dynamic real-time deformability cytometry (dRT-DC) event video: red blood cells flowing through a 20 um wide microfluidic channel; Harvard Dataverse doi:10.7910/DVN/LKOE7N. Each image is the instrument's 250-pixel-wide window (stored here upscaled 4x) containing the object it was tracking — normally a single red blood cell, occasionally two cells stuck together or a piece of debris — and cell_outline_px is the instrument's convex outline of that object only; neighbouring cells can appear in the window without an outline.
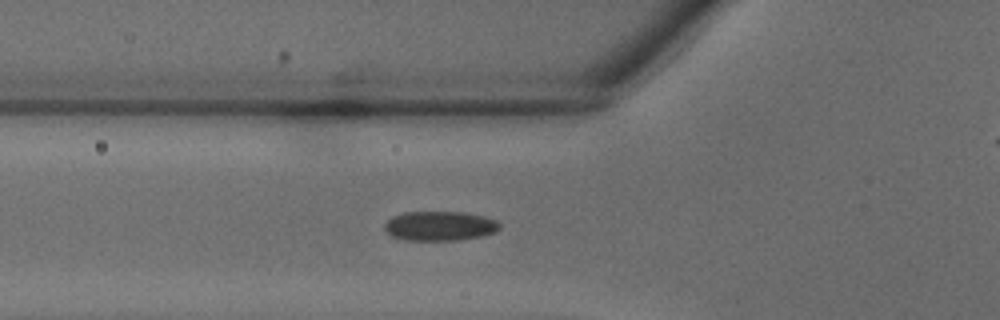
{"species": "common noctule bat (a hibernating species)", "species_latin": "Nyctalus noctula", "temperature_condition": "warm", "stored_images_in_passage": 39, "camera_frame_rate_fps": 3000, "um_per_image_px": 0.085, "animal": {"sex": "male", "body_mass_g": 18.8}, "frame": {"image": 1, "passage_image": 14, "time_ms": 4.333, "image_size_px": [1000, 320], "cell_outline_px": [[500, 228], [496, 232], [480, 236], [456, 240], [404, 240], [392, 236], [384, 232], [384, 224], [392, 216], [404, 212], [464, 212], [484, 216], [496, 220], [500, 224]], "centroid_in_image_um": [37.35, 19.2], "position_along_channel_um": 88.4, "area_um2": 19.88}}
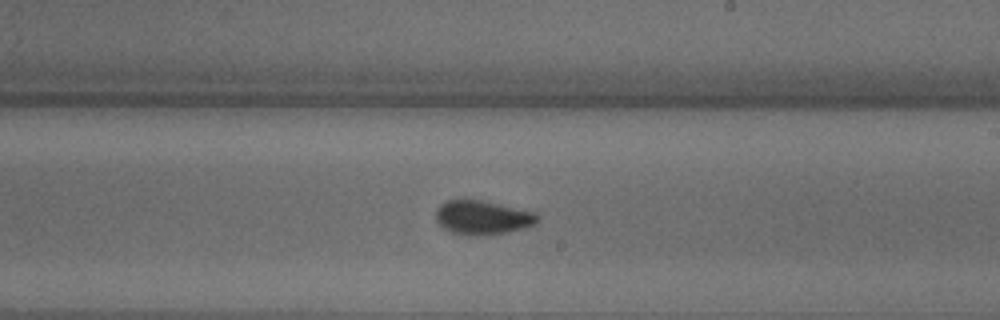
{"frame": {"image": 2, "passage_image": 23, "time_ms": 7.333, "image_size_px": [1000, 320], "cell_outline_px": [[540, 216], [536, 224], [524, 228], [508, 232], [488, 236], [460, 236], [444, 228], [436, 220], [436, 208], [440, 204], [448, 200], [480, 200], [536, 212]], "centroid_in_image_um": [41.02, 18.52], "position_along_channel_um": 248.0, "area_um2": 20.46}}
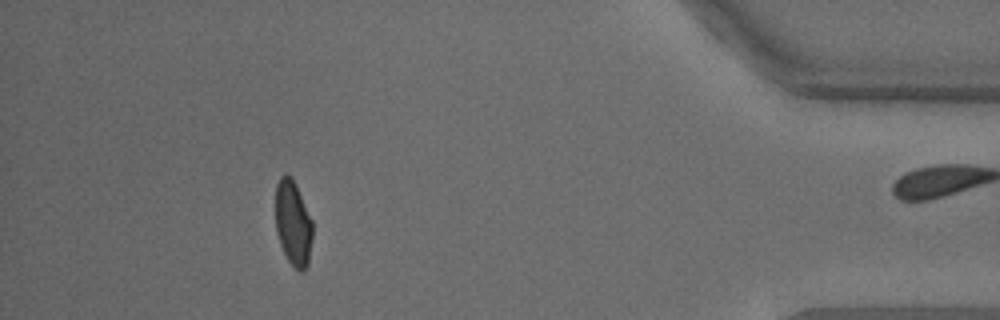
{"frame": {"image": 3, "passage_image": 35, "time_ms": 11.333, "image_size_px": [1000, 320], "cell_outline_px": [[312, 240], [308, 264], [304, 272], [300, 272], [288, 260], [280, 244], [276, 232], [276, 184], [280, 176], [292, 176], [296, 184], [312, 220]], "centroid_in_image_um": [24.92, 18.98], "position_along_channel_um": 410.3, "area_um2": 18.38}}